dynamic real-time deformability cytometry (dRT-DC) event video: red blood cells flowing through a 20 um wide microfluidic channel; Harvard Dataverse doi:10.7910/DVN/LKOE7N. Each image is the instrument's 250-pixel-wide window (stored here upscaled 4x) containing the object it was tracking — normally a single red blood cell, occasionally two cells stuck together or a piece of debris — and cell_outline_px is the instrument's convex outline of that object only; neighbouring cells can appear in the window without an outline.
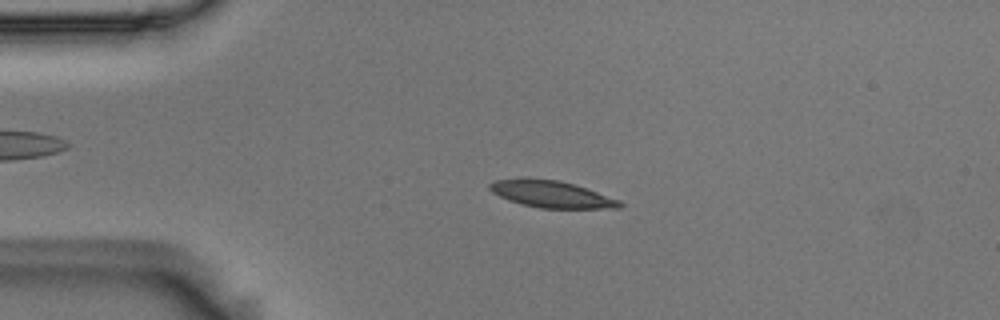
{"species": "Egyptian fruit bat (a non-hibernating species)", "species_latin": "Rousettus aegyptiacus", "temperature_condition": "room temperature", "stored_images_in_passage": 55, "camera_frame_rate_fps": 3000, "um_per_image_px": 0.085, "animal": {"sex": "male"}, "frame": {"image": 1, "passage_image": 12, "time_ms": 3.667, "image_size_px": [1000, 320], "cell_outline_px": [[624, 204], [620, 208], [540, 208], [508, 200], [492, 192], [488, 188], [488, 184], [496, 180], [524, 176], [528, 176], [560, 180], [620, 200]], "centroid_in_image_um": [46.81, 16.47], "position_along_channel_um": 38.2, "area_um2": 20.52}}
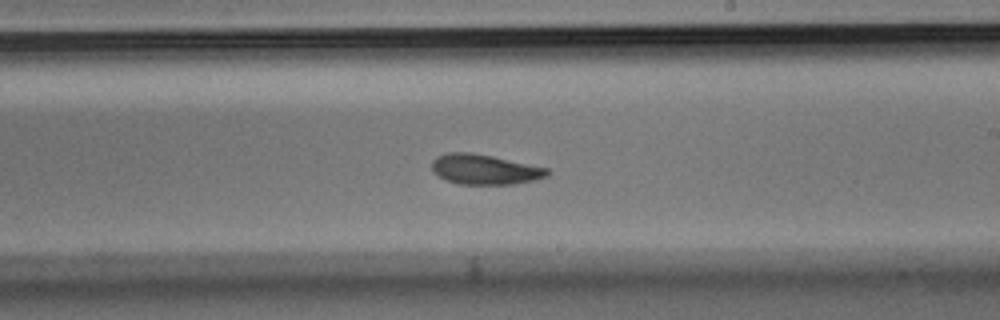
{"frame": {"image": 2, "passage_image": 32, "time_ms": 10.333, "image_size_px": [1000, 320], "cell_outline_px": [[552, 172], [548, 176], [536, 180], [512, 184], [460, 184], [444, 180], [432, 168], [432, 160], [436, 156], [448, 152], [468, 152], [492, 156], [548, 168]], "centroid_in_image_um": [41.22, 14.4], "position_along_channel_um": 247.8, "area_um2": 20.23}}
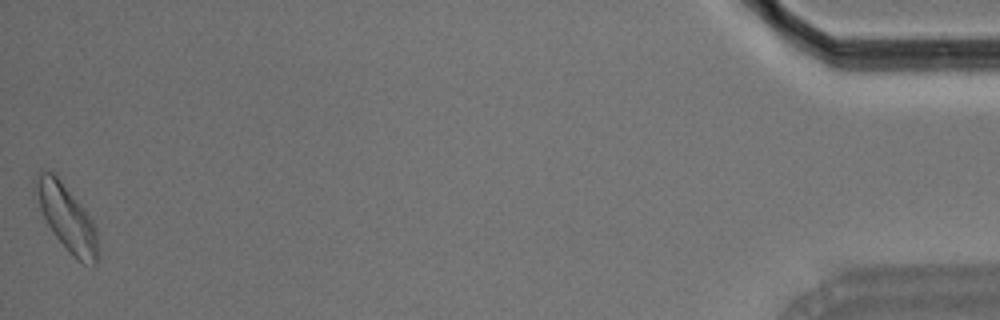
{"frame": {"image": 3, "passage_image": 55, "time_ms": 18.0, "image_size_px": [1000, 320], "cell_outline_px": [[100, 256], [96, 264], [84, 264], [76, 260], [68, 252], [56, 236], [48, 224], [40, 208], [32, 188], [32, 180], [36, 172], [52, 172], [60, 180], [84, 208], [92, 220], [96, 228]], "centroid_in_image_um": [5.67, 18.52], "position_along_channel_um": 429.5, "area_um2": 24.1}, "authors_computed_cell_mechanics": {"area_um2": 20.5768, "velocity_mm_per_s": 3.6042, "shape_relaxation_time_tau1_ms": 4.2684, "shape_relaxation_time_tau2_ms": 4.6693, "deformation_change_tau1": 0.1484, "deformation_change_tau2": 0.1175}}